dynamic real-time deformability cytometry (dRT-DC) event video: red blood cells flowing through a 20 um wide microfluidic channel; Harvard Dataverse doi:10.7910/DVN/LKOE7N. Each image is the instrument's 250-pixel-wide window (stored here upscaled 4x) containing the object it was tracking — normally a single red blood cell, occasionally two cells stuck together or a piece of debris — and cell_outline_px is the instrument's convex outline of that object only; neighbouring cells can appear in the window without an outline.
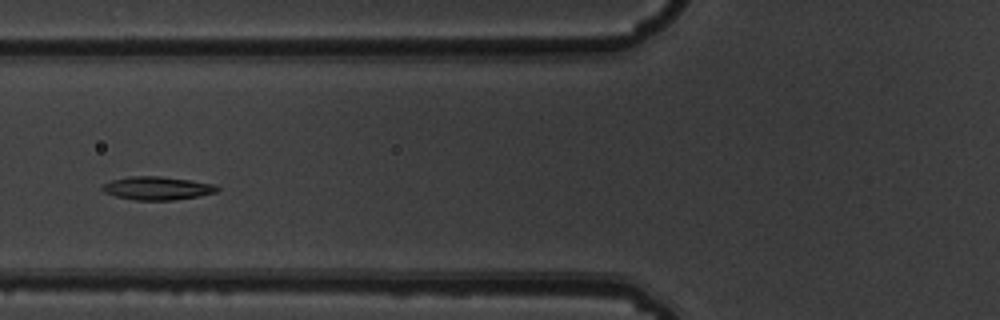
{"species": "common noctule bat (a hibernating species)", "species_latin": "Nyctalus noctula", "temperature_condition": "warm", "stored_images_in_passage": 8, "camera_frame_rate_fps": 3000, "um_per_image_px": 0.085, "animal": {"sex": "male", "body_mass_g": 19.5, "forearm_length_mm": 54.6}, "frame": {"image": 1, "passage_image": 4, "time_ms": 1.0, "image_size_px": [1000, 320], "cell_outline_px": [[220, 188], [216, 192], [200, 196], [172, 200], [136, 200], [116, 196], [104, 192], [100, 188], [104, 184], [112, 180], [128, 176], [160, 176], [216, 184]], "centroid_in_image_um": [13.37, 15.99], "position_along_channel_um": 112.4, "area_um2": 15.55}}
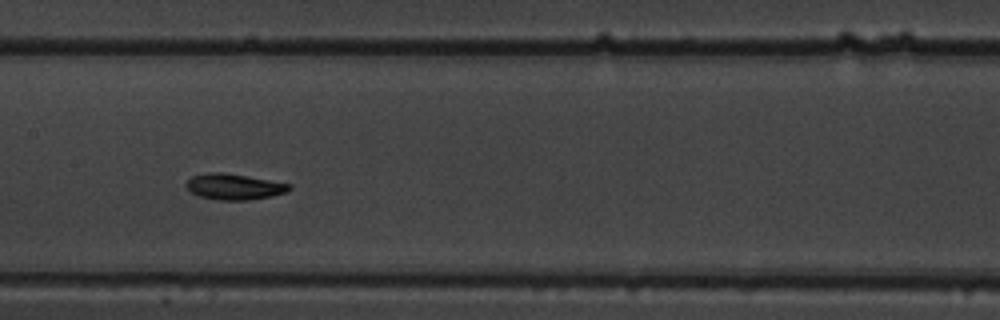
{"frame": {"image": 2, "passage_image": 6, "time_ms": 1.667, "image_size_px": [1000, 320], "cell_outline_px": [[292, 188], [284, 192], [272, 196], [248, 200], [216, 200], [200, 196], [192, 192], [184, 184], [192, 176], [208, 172], [220, 172], [292, 184]], "centroid_in_image_um": [19.88, 15.87], "position_along_channel_um": 187.5, "area_um2": 15.32}}
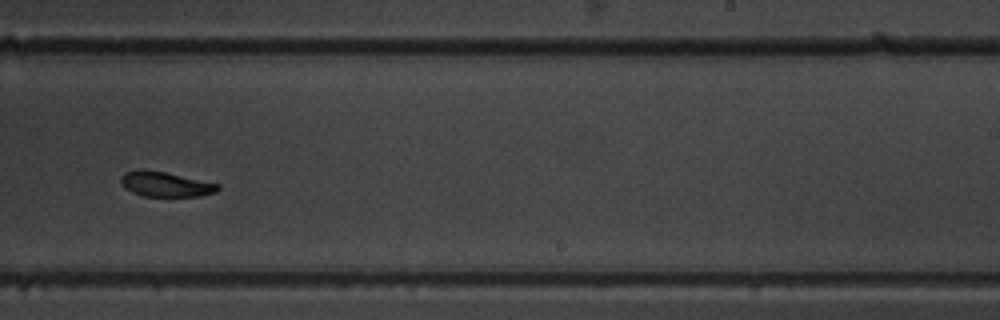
{"frame": {"image": 3, "passage_image": 8, "time_ms": 2.333, "image_size_px": [1000, 320], "cell_outline_px": [[220, 188], [216, 192], [200, 196], [144, 196], [132, 192], [124, 188], [120, 180], [120, 176], [124, 172], [136, 168], [144, 168], [164, 172], [220, 184]], "centroid_in_image_um": [14.02, 15.64], "position_along_channel_um": 275.0, "area_um2": 14.28}}